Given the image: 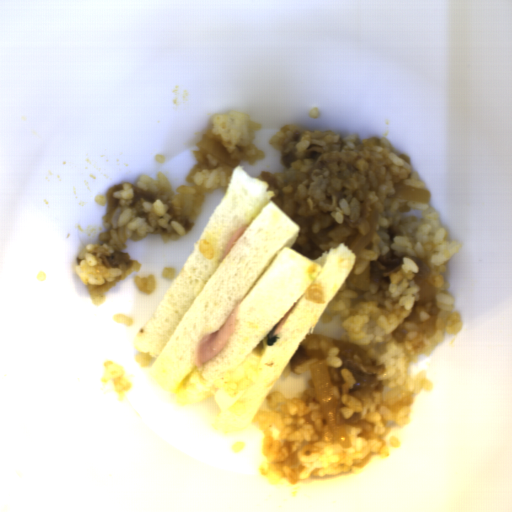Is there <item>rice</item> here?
Listing matches in <instances>:
<instances>
[{"instance_id":"652b925c","label":"rice","mask_w":512,"mask_h":512,"mask_svg":"<svg viewBox=\"0 0 512 512\" xmlns=\"http://www.w3.org/2000/svg\"><path fill=\"white\" fill-rule=\"evenodd\" d=\"M283 154L294 152L297 160L291 168L276 173L259 172L257 178L269 184L274 202L291 219L295 214L311 216L330 212L336 223L344 219L356 222L360 235L371 229L368 218L375 207L378 222L372 241L356 255L355 265L320 316L323 323L334 315L341 320V335L362 349L376 365L384 367L378 375L381 392H372L368 400L350 395L355 378L341 368L342 395L332 385L342 424L351 446L344 448L329 429L312 376V367L304 372L307 388L302 396L286 397L271 391L265 401L268 411L278 413L283 421L281 440L263 438L259 469L267 480L296 484L308 478H326L362 470L376 455L389 456L399 448L397 438L389 433L412 422L414 399L422 390L431 391L433 382L427 372L408 373L410 363L419 356H429L446 334L456 335L463 325L454 312L455 298L449 293L450 281L443 273L461 243L450 239L441 227L435 206L394 197L395 183L427 187L410 158L392 151L384 138H361L357 134L339 135L332 131L316 132L296 124H284L268 141ZM310 144L322 146L318 160L303 159ZM394 252L403 256L398 273L389 276L388 290L378 291L370 283L369 262ZM421 258L430 268L429 281L436 287L439 308L435 333L424 338L411 324L408 334L397 343L392 332L411 314L419 288L414 281L418 267L413 257Z\"/></svg>"},{"instance_id":"023b6e5f","label":"rice","mask_w":512,"mask_h":512,"mask_svg":"<svg viewBox=\"0 0 512 512\" xmlns=\"http://www.w3.org/2000/svg\"><path fill=\"white\" fill-rule=\"evenodd\" d=\"M196 163L187 176L190 186L180 185L174 194L171 182L163 172L153 179L147 174L139 177L135 187L157 196L155 202H142L151 225L146 218L135 216L129 209L133 203L134 191L129 182L121 183L123 190L113 192L120 200L112 221H104L107 231L99 234L102 243H87L75 260V271L90 294L94 305L106 299L105 292L133 271H139L140 263L131 261L127 271L106 267L102 255L111 256L116 250H125L128 239H143L151 232H160L162 240L177 241L187 234L198 218L204 200V193L227 190L234 167H230L210 154L194 150Z\"/></svg>"},{"instance_id":"8eca5e8b","label":"rice","mask_w":512,"mask_h":512,"mask_svg":"<svg viewBox=\"0 0 512 512\" xmlns=\"http://www.w3.org/2000/svg\"><path fill=\"white\" fill-rule=\"evenodd\" d=\"M261 128L260 123L252 120L247 113L233 110L227 114H215L211 129L205 135L223 144L230 158L254 166L265 157L254 144L256 131Z\"/></svg>"},{"instance_id":"acb35da6","label":"rice","mask_w":512,"mask_h":512,"mask_svg":"<svg viewBox=\"0 0 512 512\" xmlns=\"http://www.w3.org/2000/svg\"><path fill=\"white\" fill-rule=\"evenodd\" d=\"M105 372L101 377V382H112L113 390L118 395L119 400L124 397V392H128L131 388V381L127 380L122 366L112 362L105 361L103 363Z\"/></svg>"},{"instance_id":"b023fe2a","label":"rice","mask_w":512,"mask_h":512,"mask_svg":"<svg viewBox=\"0 0 512 512\" xmlns=\"http://www.w3.org/2000/svg\"><path fill=\"white\" fill-rule=\"evenodd\" d=\"M135 285L140 292L150 295L156 290L155 276L153 274L148 277L137 276L135 277Z\"/></svg>"},{"instance_id":"e3fd555f","label":"rice","mask_w":512,"mask_h":512,"mask_svg":"<svg viewBox=\"0 0 512 512\" xmlns=\"http://www.w3.org/2000/svg\"><path fill=\"white\" fill-rule=\"evenodd\" d=\"M339 349L337 348H331L328 352L327 359L325 361L327 368L328 367H341L343 365L341 358H339L337 355Z\"/></svg>"},{"instance_id":"a3056103","label":"rice","mask_w":512,"mask_h":512,"mask_svg":"<svg viewBox=\"0 0 512 512\" xmlns=\"http://www.w3.org/2000/svg\"><path fill=\"white\" fill-rule=\"evenodd\" d=\"M113 321L117 324H124L126 327H131L133 324L132 318L124 314H114Z\"/></svg>"},{"instance_id":"f2f60c81","label":"rice","mask_w":512,"mask_h":512,"mask_svg":"<svg viewBox=\"0 0 512 512\" xmlns=\"http://www.w3.org/2000/svg\"><path fill=\"white\" fill-rule=\"evenodd\" d=\"M135 362L139 363L140 367H149L151 362V356L147 353L137 354L134 358Z\"/></svg>"},{"instance_id":"0b520998","label":"rice","mask_w":512,"mask_h":512,"mask_svg":"<svg viewBox=\"0 0 512 512\" xmlns=\"http://www.w3.org/2000/svg\"><path fill=\"white\" fill-rule=\"evenodd\" d=\"M161 276L165 280L173 281L176 278L175 267H171V266L164 267Z\"/></svg>"}]
</instances>
